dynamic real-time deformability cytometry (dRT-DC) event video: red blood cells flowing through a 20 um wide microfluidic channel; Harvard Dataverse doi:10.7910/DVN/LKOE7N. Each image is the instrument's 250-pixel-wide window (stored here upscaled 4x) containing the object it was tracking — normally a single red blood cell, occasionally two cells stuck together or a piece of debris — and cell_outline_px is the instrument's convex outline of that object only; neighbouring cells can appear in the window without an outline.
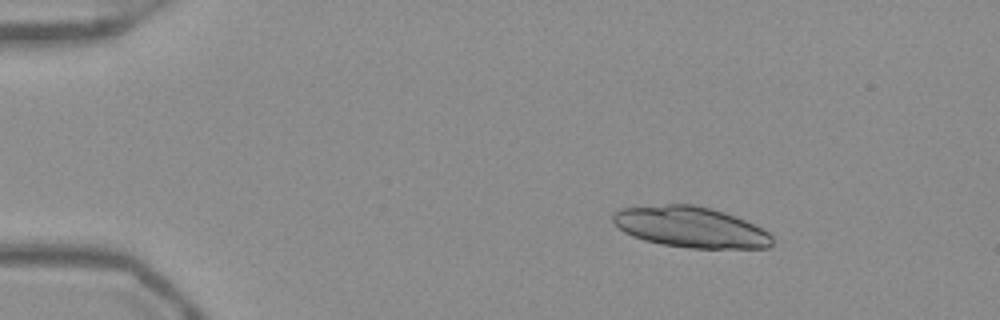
{"species": "Egyptian fruit bat (a non-hibernating species)", "species_latin": "Rousettus aegyptiacus", "temperature_condition": "warm", "stored_images_in_passage": 53, "camera_frame_rate_fps": 3000, "um_per_image_px": 0.085, "frame": {"image": 1, "passage_image": 9, "time_ms": 2.667, "image_size_px": [1000, 320], "cell_outline_px": [[772, 244], [768, 248], [688, 248], [660, 244], [644, 240], [632, 236], [624, 232], [612, 220], [612, 216], [620, 208], [664, 204], [692, 204], [712, 208], [736, 216], [768, 232], [772, 236]], "centroid_in_image_um": [58.69, 19.3], "position_along_channel_um": 26.3, "area_um2": 37.86}}